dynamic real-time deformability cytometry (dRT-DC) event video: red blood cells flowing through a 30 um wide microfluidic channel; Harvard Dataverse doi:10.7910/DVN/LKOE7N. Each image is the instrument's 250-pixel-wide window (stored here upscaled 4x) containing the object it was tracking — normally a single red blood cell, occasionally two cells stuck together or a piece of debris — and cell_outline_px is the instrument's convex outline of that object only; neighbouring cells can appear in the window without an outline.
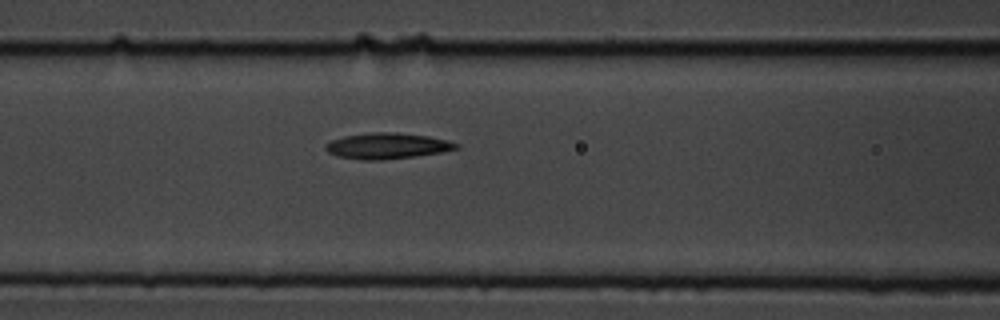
{"species": "common noctule bat (a hibernating species)", "species_latin": "Nyctalus noctula", "temperature_condition": "cold", "stored_images_in_passage": 4, "camera_frame_rate_fps": 3000, "um_per_image_px": 0.085, "animal": {"sex": "male", "body_mass_g": 19.5, "forearm_length_mm": 54.6}, "frame": {"image": 1, "passage_image": 4, "time_ms": 1.0, "image_size_px": [1000, 320], "cell_outline_px": [[460, 148], [440, 152], [416, 156], [380, 160], [360, 160], [336, 156], [328, 152], [324, 148], [324, 144], [332, 140], [344, 136], [368, 132], [396, 132], [428, 136], [448, 140], [460, 144]], "centroid_in_image_um": [32.89, 12.4], "position_along_channel_um": 133.7, "area_um2": 19.88}}